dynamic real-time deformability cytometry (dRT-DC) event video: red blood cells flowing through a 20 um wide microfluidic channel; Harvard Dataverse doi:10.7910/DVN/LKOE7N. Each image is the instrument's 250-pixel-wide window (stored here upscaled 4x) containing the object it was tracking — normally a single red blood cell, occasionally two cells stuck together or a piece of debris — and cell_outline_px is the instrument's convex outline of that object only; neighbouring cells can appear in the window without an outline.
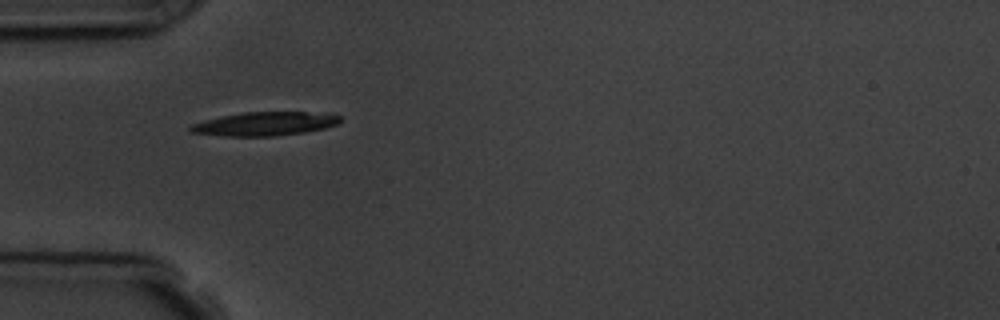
{"species": "common noctule bat (a hibernating species)", "species_latin": "Nyctalus noctula", "temperature_condition": "room temperature", "stored_images_in_passage": 6, "camera_frame_rate_fps": 3000, "um_per_image_px": 0.085, "animal": {"sex": "male", "body_mass_g": 19.5, "forearm_length_mm": 54.6}, "frame": {"image": 1, "passage_image": 5, "time_ms": 5.667, "image_size_px": [1000, 320], "cell_outline_px": [[340, 124], [324, 128], [304, 132], [272, 136], [224, 136], [188, 132], [188, 128], [192, 124], [204, 120], [220, 116], [244, 112], [308, 112], [340, 116]], "centroid_in_image_um": [22.45, 10.53], "position_along_channel_um": 62.5, "area_um2": 20.58}}